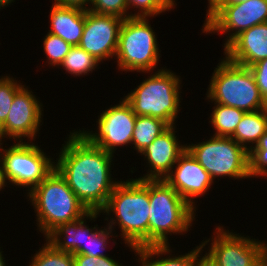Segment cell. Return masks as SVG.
I'll return each instance as SVG.
<instances>
[{
    "mask_svg": "<svg viewBox=\"0 0 267 266\" xmlns=\"http://www.w3.org/2000/svg\"><path fill=\"white\" fill-rule=\"evenodd\" d=\"M123 20L117 16L85 10V26L78 46L101 63L114 60Z\"/></svg>",
    "mask_w": 267,
    "mask_h": 266,
    "instance_id": "5bb4252c",
    "label": "cell"
},
{
    "mask_svg": "<svg viewBox=\"0 0 267 266\" xmlns=\"http://www.w3.org/2000/svg\"><path fill=\"white\" fill-rule=\"evenodd\" d=\"M202 25V33L226 36L223 49L241 32L267 22V0H248L234 5H218ZM221 34V35H220Z\"/></svg>",
    "mask_w": 267,
    "mask_h": 266,
    "instance_id": "7c38bea8",
    "label": "cell"
},
{
    "mask_svg": "<svg viewBox=\"0 0 267 266\" xmlns=\"http://www.w3.org/2000/svg\"><path fill=\"white\" fill-rule=\"evenodd\" d=\"M20 81L10 74L0 76V126L9 114L15 94L25 85Z\"/></svg>",
    "mask_w": 267,
    "mask_h": 266,
    "instance_id": "f1b7e54d",
    "label": "cell"
},
{
    "mask_svg": "<svg viewBox=\"0 0 267 266\" xmlns=\"http://www.w3.org/2000/svg\"><path fill=\"white\" fill-rule=\"evenodd\" d=\"M136 117L131 105L122 97L118 104H111L100 112L96 121L97 127L93 128L95 131L82 128L78 132L91 144L114 155L120 147H132Z\"/></svg>",
    "mask_w": 267,
    "mask_h": 266,
    "instance_id": "8fae6325",
    "label": "cell"
},
{
    "mask_svg": "<svg viewBox=\"0 0 267 266\" xmlns=\"http://www.w3.org/2000/svg\"><path fill=\"white\" fill-rule=\"evenodd\" d=\"M30 89L25 83L15 94L9 114L0 126V135L6 138V141L12 139L10 141L35 142L41 133L44 106Z\"/></svg>",
    "mask_w": 267,
    "mask_h": 266,
    "instance_id": "4fadbf2b",
    "label": "cell"
},
{
    "mask_svg": "<svg viewBox=\"0 0 267 266\" xmlns=\"http://www.w3.org/2000/svg\"><path fill=\"white\" fill-rule=\"evenodd\" d=\"M249 174L251 178L267 179V132L249 152Z\"/></svg>",
    "mask_w": 267,
    "mask_h": 266,
    "instance_id": "f546056e",
    "label": "cell"
},
{
    "mask_svg": "<svg viewBox=\"0 0 267 266\" xmlns=\"http://www.w3.org/2000/svg\"><path fill=\"white\" fill-rule=\"evenodd\" d=\"M65 139L56 153L55 169L88 211L100 212L120 182L111 173L115 155L91 144L76 129Z\"/></svg>",
    "mask_w": 267,
    "mask_h": 266,
    "instance_id": "6da1fadb",
    "label": "cell"
},
{
    "mask_svg": "<svg viewBox=\"0 0 267 266\" xmlns=\"http://www.w3.org/2000/svg\"><path fill=\"white\" fill-rule=\"evenodd\" d=\"M259 266H267V251L261 257L259 261Z\"/></svg>",
    "mask_w": 267,
    "mask_h": 266,
    "instance_id": "ab89813d",
    "label": "cell"
},
{
    "mask_svg": "<svg viewBox=\"0 0 267 266\" xmlns=\"http://www.w3.org/2000/svg\"><path fill=\"white\" fill-rule=\"evenodd\" d=\"M100 213L113 232L118 226L116 237L131 252L149 246V180L120 179Z\"/></svg>",
    "mask_w": 267,
    "mask_h": 266,
    "instance_id": "7a4b0ae2",
    "label": "cell"
},
{
    "mask_svg": "<svg viewBox=\"0 0 267 266\" xmlns=\"http://www.w3.org/2000/svg\"><path fill=\"white\" fill-rule=\"evenodd\" d=\"M88 10L105 15H113L122 19L130 18L126 0H91Z\"/></svg>",
    "mask_w": 267,
    "mask_h": 266,
    "instance_id": "4dcf8cb0",
    "label": "cell"
},
{
    "mask_svg": "<svg viewBox=\"0 0 267 266\" xmlns=\"http://www.w3.org/2000/svg\"><path fill=\"white\" fill-rule=\"evenodd\" d=\"M207 9L205 16L207 17L223 0H207Z\"/></svg>",
    "mask_w": 267,
    "mask_h": 266,
    "instance_id": "d590c367",
    "label": "cell"
},
{
    "mask_svg": "<svg viewBox=\"0 0 267 266\" xmlns=\"http://www.w3.org/2000/svg\"><path fill=\"white\" fill-rule=\"evenodd\" d=\"M107 255L104 257L73 254L74 266H124L117 259Z\"/></svg>",
    "mask_w": 267,
    "mask_h": 266,
    "instance_id": "1f68e13d",
    "label": "cell"
},
{
    "mask_svg": "<svg viewBox=\"0 0 267 266\" xmlns=\"http://www.w3.org/2000/svg\"><path fill=\"white\" fill-rule=\"evenodd\" d=\"M130 17H149L151 19L177 8L176 0H126ZM136 10V11H135ZM134 12V13H133Z\"/></svg>",
    "mask_w": 267,
    "mask_h": 266,
    "instance_id": "4316f807",
    "label": "cell"
},
{
    "mask_svg": "<svg viewBox=\"0 0 267 266\" xmlns=\"http://www.w3.org/2000/svg\"><path fill=\"white\" fill-rule=\"evenodd\" d=\"M164 180L195 210L197 198L207 195L215 184L209 173L186 151L178 158ZM207 192V193H206Z\"/></svg>",
    "mask_w": 267,
    "mask_h": 266,
    "instance_id": "9a60e30c",
    "label": "cell"
},
{
    "mask_svg": "<svg viewBox=\"0 0 267 266\" xmlns=\"http://www.w3.org/2000/svg\"><path fill=\"white\" fill-rule=\"evenodd\" d=\"M16 2L15 0H0V9H5V7L11 6L12 3Z\"/></svg>",
    "mask_w": 267,
    "mask_h": 266,
    "instance_id": "74e56055",
    "label": "cell"
},
{
    "mask_svg": "<svg viewBox=\"0 0 267 266\" xmlns=\"http://www.w3.org/2000/svg\"><path fill=\"white\" fill-rule=\"evenodd\" d=\"M25 197L33 206L37 230L44 238L59 224L75 221L88 212L56 169Z\"/></svg>",
    "mask_w": 267,
    "mask_h": 266,
    "instance_id": "3957f363",
    "label": "cell"
},
{
    "mask_svg": "<svg viewBox=\"0 0 267 266\" xmlns=\"http://www.w3.org/2000/svg\"><path fill=\"white\" fill-rule=\"evenodd\" d=\"M248 0H223L219 5H234L238 3H244Z\"/></svg>",
    "mask_w": 267,
    "mask_h": 266,
    "instance_id": "8d00e7d4",
    "label": "cell"
},
{
    "mask_svg": "<svg viewBox=\"0 0 267 266\" xmlns=\"http://www.w3.org/2000/svg\"><path fill=\"white\" fill-rule=\"evenodd\" d=\"M267 132V108L245 112L235 132L230 136L236 143L250 152Z\"/></svg>",
    "mask_w": 267,
    "mask_h": 266,
    "instance_id": "44dd1931",
    "label": "cell"
},
{
    "mask_svg": "<svg viewBox=\"0 0 267 266\" xmlns=\"http://www.w3.org/2000/svg\"><path fill=\"white\" fill-rule=\"evenodd\" d=\"M215 226L210 238L201 241L203 253L217 266H259L267 241L243 235L224 225ZM209 245V246H208ZM207 246V247H205ZM206 251H205V250Z\"/></svg>",
    "mask_w": 267,
    "mask_h": 266,
    "instance_id": "30bf717a",
    "label": "cell"
},
{
    "mask_svg": "<svg viewBox=\"0 0 267 266\" xmlns=\"http://www.w3.org/2000/svg\"><path fill=\"white\" fill-rule=\"evenodd\" d=\"M213 110L208 118V124L214 130L211 135L230 137L240 123L244 111L221 104L214 103Z\"/></svg>",
    "mask_w": 267,
    "mask_h": 266,
    "instance_id": "603a6c76",
    "label": "cell"
},
{
    "mask_svg": "<svg viewBox=\"0 0 267 266\" xmlns=\"http://www.w3.org/2000/svg\"><path fill=\"white\" fill-rule=\"evenodd\" d=\"M2 150L1 169L7 185L26 188L28 194L54 169L55 160L36 142L7 143Z\"/></svg>",
    "mask_w": 267,
    "mask_h": 266,
    "instance_id": "9c48e42d",
    "label": "cell"
},
{
    "mask_svg": "<svg viewBox=\"0 0 267 266\" xmlns=\"http://www.w3.org/2000/svg\"><path fill=\"white\" fill-rule=\"evenodd\" d=\"M170 125L162 119L150 116H137L132 137V146L136 154H140Z\"/></svg>",
    "mask_w": 267,
    "mask_h": 266,
    "instance_id": "7402d4cb",
    "label": "cell"
},
{
    "mask_svg": "<svg viewBox=\"0 0 267 266\" xmlns=\"http://www.w3.org/2000/svg\"><path fill=\"white\" fill-rule=\"evenodd\" d=\"M149 20V17H130L123 20L114 58L119 71L148 74L165 68H158L161 50L158 36Z\"/></svg>",
    "mask_w": 267,
    "mask_h": 266,
    "instance_id": "52a82bcc",
    "label": "cell"
},
{
    "mask_svg": "<svg viewBox=\"0 0 267 266\" xmlns=\"http://www.w3.org/2000/svg\"><path fill=\"white\" fill-rule=\"evenodd\" d=\"M35 252L27 266H74L72 253L58 251L46 240Z\"/></svg>",
    "mask_w": 267,
    "mask_h": 266,
    "instance_id": "484cf974",
    "label": "cell"
},
{
    "mask_svg": "<svg viewBox=\"0 0 267 266\" xmlns=\"http://www.w3.org/2000/svg\"><path fill=\"white\" fill-rule=\"evenodd\" d=\"M149 246L170 245L169 238L190 232L197 212L163 179L149 180Z\"/></svg>",
    "mask_w": 267,
    "mask_h": 266,
    "instance_id": "277c9868",
    "label": "cell"
},
{
    "mask_svg": "<svg viewBox=\"0 0 267 266\" xmlns=\"http://www.w3.org/2000/svg\"><path fill=\"white\" fill-rule=\"evenodd\" d=\"M172 249L175 250V247L172 248L171 245H152L137 249L134 253L137 256V266H196L203 251L201 243L185 254H172L175 253Z\"/></svg>",
    "mask_w": 267,
    "mask_h": 266,
    "instance_id": "ffe728a7",
    "label": "cell"
},
{
    "mask_svg": "<svg viewBox=\"0 0 267 266\" xmlns=\"http://www.w3.org/2000/svg\"><path fill=\"white\" fill-rule=\"evenodd\" d=\"M2 247H0V266H7L8 264H6V258H5V256H4V254H3V252L4 251H2V249H1Z\"/></svg>",
    "mask_w": 267,
    "mask_h": 266,
    "instance_id": "60d3db41",
    "label": "cell"
},
{
    "mask_svg": "<svg viewBox=\"0 0 267 266\" xmlns=\"http://www.w3.org/2000/svg\"><path fill=\"white\" fill-rule=\"evenodd\" d=\"M52 4L88 10L91 0H52Z\"/></svg>",
    "mask_w": 267,
    "mask_h": 266,
    "instance_id": "836d02e7",
    "label": "cell"
},
{
    "mask_svg": "<svg viewBox=\"0 0 267 266\" xmlns=\"http://www.w3.org/2000/svg\"><path fill=\"white\" fill-rule=\"evenodd\" d=\"M229 61L250 67L267 58V22L250 27L237 35L224 49Z\"/></svg>",
    "mask_w": 267,
    "mask_h": 266,
    "instance_id": "e0dca14e",
    "label": "cell"
},
{
    "mask_svg": "<svg viewBox=\"0 0 267 266\" xmlns=\"http://www.w3.org/2000/svg\"><path fill=\"white\" fill-rule=\"evenodd\" d=\"M209 137V139L205 137V141L202 142H189L187 150L209 173L211 178L215 182L217 179L219 182L224 177V179L229 178L238 181L250 180L249 152L231 137L214 135Z\"/></svg>",
    "mask_w": 267,
    "mask_h": 266,
    "instance_id": "ba28073f",
    "label": "cell"
},
{
    "mask_svg": "<svg viewBox=\"0 0 267 266\" xmlns=\"http://www.w3.org/2000/svg\"><path fill=\"white\" fill-rule=\"evenodd\" d=\"M6 186L8 187V185H7V183H6L5 179H4V175L2 173V169L0 168V191H2V189L4 190Z\"/></svg>",
    "mask_w": 267,
    "mask_h": 266,
    "instance_id": "f35d334b",
    "label": "cell"
},
{
    "mask_svg": "<svg viewBox=\"0 0 267 266\" xmlns=\"http://www.w3.org/2000/svg\"><path fill=\"white\" fill-rule=\"evenodd\" d=\"M264 101L267 103V58L249 67Z\"/></svg>",
    "mask_w": 267,
    "mask_h": 266,
    "instance_id": "d6a6232c",
    "label": "cell"
},
{
    "mask_svg": "<svg viewBox=\"0 0 267 266\" xmlns=\"http://www.w3.org/2000/svg\"><path fill=\"white\" fill-rule=\"evenodd\" d=\"M196 266H217L203 252L200 254Z\"/></svg>",
    "mask_w": 267,
    "mask_h": 266,
    "instance_id": "e575fe53",
    "label": "cell"
},
{
    "mask_svg": "<svg viewBox=\"0 0 267 266\" xmlns=\"http://www.w3.org/2000/svg\"><path fill=\"white\" fill-rule=\"evenodd\" d=\"M98 211H88L81 218L67 223L59 224L44 240L49 242L56 250L76 254L86 246L87 235H91L99 226L87 225L88 221H97L101 217ZM90 227V228H89Z\"/></svg>",
    "mask_w": 267,
    "mask_h": 266,
    "instance_id": "ac0fdd59",
    "label": "cell"
},
{
    "mask_svg": "<svg viewBox=\"0 0 267 266\" xmlns=\"http://www.w3.org/2000/svg\"><path fill=\"white\" fill-rule=\"evenodd\" d=\"M214 67L207 93V102L254 112L267 108L249 67L220 58Z\"/></svg>",
    "mask_w": 267,
    "mask_h": 266,
    "instance_id": "8992f818",
    "label": "cell"
},
{
    "mask_svg": "<svg viewBox=\"0 0 267 266\" xmlns=\"http://www.w3.org/2000/svg\"><path fill=\"white\" fill-rule=\"evenodd\" d=\"M43 53L46 55L45 63L50 68L56 69L60 66L64 57L68 54L72 45L64 41L61 37L47 32L42 42ZM47 60V61H46Z\"/></svg>",
    "mask_w": 267,
    "mask_h": 266,
    "instance_id": "83f0119b",
    "label": "cell"
},
{
    "mask_svg": "<svg viewBox=\"0 0 267 266\" xmlns=\"http://www.w3.org/2000/svg\"><path fill=\"white\" fill-rule=\"evenodd\" d=\"M50 34L78 46L85 26V10L52 4L49 12Z\"/></svg>",
    "mask_w": 267,
    "mask_h": 266,
    "instance_id": "d6986e66",
    "label": "cell"
},
{
    "mask_svg": "<svg viewBox=\"0 0 267 266\" xmlns=\"http://www.w3.org/2000/svg\"><path fill=\"white\" fill-rule=\"evenodd\" d=\"M102 63L79 46H72L57 69L65 70L73 77H83L99 69ZM62 67V68H61ZM98 67V68H97Z\"/></svg>",
    "mask_w": 267,
    "mask_h": 266,
    "instance_id": "cb8c5ba5",
    "label": "cell"
},
{
    "mask_svg": "<svg viewBox=\"0 0 267 266\" xmlns=\"http://www.w3.org/2000/svg\"><path fill=\"white\" fill-rule=\"evenodd\" d=\"M115 234L107 225L99 226L91 235H87L86 246L82 247L76 254L98 257L109 255L106 250L109 249L111 241L113 246L118 245Z\"/></svg>",
    "mask_w": 267,
    "mask_h": 266,
    "instance_id": "d4e9b609",
    "label": "cell"
},
{
    "mask_svg": "<svg viewBox=\"0 0 267 266\" xmlns=\"http://www.w3.org/2000/svg\"><path fill=\"white\" fill-rule=\"evenodd\" d=\"M149 74L123 98L137 116L156 117L170 126L176 125L183 99L180 96L184 86L181 76L166 66Z\"/></svg>",
    "mask_w": 267,
    "mask_h": 266,
    "instance_id": "5b68a950",
    "label": "cell"
},
{
    "mask_svg": "<svg viewBox=\"0 0 267 266\" xmlns=\"http://www.w3.org/2000/svg\"><path fill=\"white\" fill-rule=\"evenodd\" d=\"M176 125L170 126L148 145L139 155L147 165L146 173L134 179L163 180L172 170L178 158L186 151L187 143H181Z\"/></svg>",
    "mask_w": 267,
    "mask_h": 266,
    "instance_id": "2e32d148",
    "label": "cell"
},
{
    "mask_svg": "<svg viewBox=\"0 0 267 266\" xmlns=\"http://www.w3.org/2000/svg\"><path fill=\"white\" fill-rule=\"evenodd\" d=\"M5 139L0 135V168H1V160H2V150L4 147Z\"/></svg>",
    "mask_w": 267,
    "mask_h": 266,
    "instance_id": "b9f144b4",
    "label": "cell"
}]
</instances>
